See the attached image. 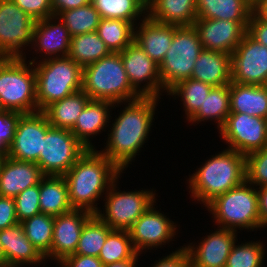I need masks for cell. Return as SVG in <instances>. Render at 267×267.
Masks as SVG:
<instances>
[{
  "instance_id": "obj_1",
  "label": "cell",
  "mask_w": 267,
  "mask_h": 267,
  "mask_svg": "<svg viewBox=\"0 0 267 267\" xmlns=\"http://www.w3.org/2000/svg\"><path fill=\"white\" fill-rule=\"evenodd\" d=\"M157 97H141L128 102L120 113L101 153L122 172L145 143L155 114Z\"/></svg>"
},
{
  "instance_id": "obj_2",
  "label": "cell",
  "mask_w": 267,
  "mask_h": 267,
  "mask_svg": "<svg viewBox=\"0 0 267 267\" xmlns=\"http://www.w3.org/2000/svg\"><path fill=\"white\" fill-rule=\"evenodd\" d=\"M120 173L100 151L87 149L63 176L72 208L97 214L100 210L95 202L118 179Z\"/></svg>"
},
{
  "instance_id": "obj_3",
  "label": "cell",
  "mask_w": 267,
  "mask_h": 267,
  "mask_svg": "<svg viewBox=\"0 0 267 267\" xmlns=\"http://www.w3.org/2000/svg\"><path fill=\"white\" fill-rule=\"evenodd\" d=\"M245 156L226 149L211 159L189 178L194 199L206 206L216 196L241 185L246 180Z\"/></svg>"
},
{
  "instance_id": "obj_4",
  "label": "cell",
  "mask_w": 267,
  "mask_h": 267,
  "mask_svg": "<svg viewBox=\"0 0 267 267\" xmlns=\"http://www.w3.org/2000/svg\"><path fill=\"white\" fill-rule=\"evenodd\" d=\"M82 90L91 100L115 105L141 98L129 83L120 53L113 52L83 68Z\"/></svg>"
},
{
  "instance_id": "obj_5",
  "label": "cell",
  "mask_w": 267,
  "mask_h": 267,
  "mask_svg": "<svg viewBox=\"0 0 267 267\" xmlns=\"http://www.w3.org/2000/svg\"><path fill=\"white\" fill-rule=\"evenodd\" d=\"M24 58L0 57V105L3 110L29 114L39 111L33 68L36 62L32 59L27 66Z\"/></svg>"
},
{
  "instance_id": "obj_6",
  "label": "cell",
  "mask_w": 267,
  "mask_h": 267,
  "mask_svg": "<svg viewBox=\"0 0 267 267\" xmlns=\"http://www.w3.org/2000/svg\"><path fill=\"white\" fill-rule=\"evenodd\" d=\"M34 66L38 110L82 90L83 68L68 56L46 58Z\"/></svg>"
},
{
  "instance_id": "obj_7",
  "label": "cell",
  "mask_w": 267,
  "mask_h": 267,
  "mask_svg": "<svg viewBox=\"0 0 267 267\" xmlns=\"http://www.w3.org/2000/svg\"><path fill=\"white\" fill-rule=\"evenodd\" d=\"M245 180L224 194L216 196L206 207L218 225L227 230L258 229L260 226L258 194Z\"/></svg>"
},
{
  "instance_id": "obj_8",
  "label": "cell",
  "mask_w": 267,
  "mask_h": 267,
  "mask_svg": "<svg viewBox=\"0 0 267 267\" xmlns=\"http://www.w3.org/2000/svg\"><path fill=\"white\" fill-rule=\"evenodd\" d=\"M202 50L199 34L193 25H175L171 46L159 65L163 91L168 93L181 81L191 78L195 61Z\"/></svg>"
},
{
  "instance_id": "obj_9",
  "label": "cell",
  "mask_w": 267,
  "mask_h": 267,
  "mask_svg": "<svg viewBox=\"0 0 267 267\" xmlns=\"http://www.w3.org/2000/svg\"><path fill=\"white\" fill-rule=\"evenodd\" d=\"M86 150L69 129L51 127L36 164L44 176H64Z\"/></svg>"
},
{
  "instance_id": "obj_10",
  "label": "cell",
  "mask_w": 267,
  "mask_h": 267,
  "mask_svg": "<svg viewBox=\"0 0 267 267\" xmlns=\"http://www.w3.org/2000/svg\"><path fill=\"white\" fill-rule=\"evenodd\" d=\"M116 180L105 192V214L99 211L96 215L113 230L128 231L134 222L155 203L153 191L117 192Z\"/></svg>"
},
{
  "instance_id": "obj_11",
  "label": "cell",
  "mask_w": 267,
  "mask_h": 267,
  "mask_svg": "<svg viewBox=\"0 0 267 267\" xmlns=\"http://www.w3.org/2000/svg\"><path fill=\"white\" fill-rule=\"evenodd\" d=\"M35 23L12 0H0V57H24L21 47L32 45Z\"/></svg>"
},
{
  "instance_id": "obj_12",
  "label": "cell",
  "mask_w": 267,
  "mask_h": 267,
  "mask_svg": "<svg viewBox=\"0 0 267 267\" xmlns=\"http://www.w3.org/2000/svg\"><path fill=\"white\" fill-rule=\"evenodd\" d=\"M219 131L229 149L244 156L267 147V119L264 118L230 112Z\"/></svg>"
},
{
  "instance_id": "obj_13",
  "label": "cell",
  "mask_w": 267,
  "mask_h": 267,
  "mask_svg": "<svg viewBox=\"0 0 267 267\" xmlns=\"http://www.w3.org/2000/svg\"><path fill=\"white\" fill-rule=\"evenodd\" d=\"M267 81V47L248 33L231 53V82L265 85Z\"/></svg>"
},
{
  "instance_id": "obj_14",
  "label": "cell",
  "mask_w": 267,
  "mask_h": 267,
  "mask_svg": "<svg viewBox=\"0 0 267 267\" xmlns=\"http://www.w3.org/2000/svg\"><path fill=\"white\" fill-rule=\"evenodd\" d=\"M119 53L132 88L141 97L159 98L162 90L159 65L135 41ZM143 81L147 84L145 82L144 88H140Z\"/></svg>"
},
{
  "instance_id": "obj_15",
  "label": "cell",
  "mask_w": 267,
  "mask_h": 267,
  "mask_svg": "<svg viewBox=\"0 0 267 267\" xmlns=\"http://www.w3.org/2000/svg\"><path fill=\"white\" fill-rule=\"evenodd\" d=\"M51 127L42 111L22 114L16 126L8 157L37 163L46 132Z\"/></svg>"
},
{
  "instance_id": "obj_16",
  "label": "cell",
  "mask_w": 267,
  "mask_h": 267,
  "mask_svg": "<svg viewBox=\"0 0 267 267\" xmlns=\"http://www.w3.org/2000/svg\"><path fill=\"white\" fill-rule=\"evenodd\" d=\"M249 21L196 19V28L203 49L231 54L247 33Z\"/></svg>"
},
{
  "instance_id": "obj_17",
  "label": "cell",
  "mask_w": 267,
  "mask_h": 267,
  "mask_svg": "<svg viewBox=\"0 0 267 267\" xmlns=\"http://www.w3.org/2000/svg\"><path fill=\"white\" fill-rule=\"evenodd\" d=\"M152 204L128 230L134 249L138 254L141 250L157 248L169 242L176 233L173 221L162 213L154 210Z\"/></svg>"
},
{
  "instance_id": "obj_18",
  "label": "cell",
  "mask_w": 267,
  "mask_h": 267,
  "mask_svg": "<svg viewBox=\"0 0 267 267\" xmlns=\"http://www.w3.org/2000/svg\"><path fill=\"white\" fill-rule=\"evenodd\" d=\"M92 215L86 210L72 209L56 216L51 251L46 256V260L50 257L51 260L62 261L67 256L75 254L83 226Z\"/></svg>"
},
{
  "instance_id": "obj_19",
  "label": "cell",
  "mask_w": 267,
  "mask_h": 267,
  "mask_svg": "<svg viewBox=\"0 0 267 267\" xmlns=\"http://www.w3.org/2000/svg\"><path fill=\"white\" fill-rule=\"evenodd\" d=\"M199 243L196 248L185 246L189 259L199 267H225L231 248L236 243V231L217 229Z\"/></svg>"
},
{
  "instance_id": "obj_20",
  "label": "cell",
  "mask_w": 267,
  "mask_h": 267,
  "mask_svg": "<svg viewBox=\"0 0 267 267\" xmlns=\"http://www.w3.org/2000/svg\"><path fill=\"white\" fill-rule=\"evenodd\" d=\"M44 177L34 162L18 161L10 157L0 161V196L15 198L26 188L40 183Z\"/></svg>"
},
{
  "instance_id": "obj_21",
  "label": "cell",
  "mask_w": 267,
  "mask_h": 267,
  "mask_svg": "<svg viewBox=\"0 0 267 267\" xmlns=\"http://www.w3.org/2000/svg\"><path fill=\"white\" fill-rule=\"evenodd\" d=\"M143 17L138 31H134V41L160 65L171 46L175 25L158 23L147 15Z\"/></svg>"
},
{
  "instance_id": "obj_22",
  "label": "cell",
  "mask_w": 267,
  "mask_h": 267,
  "mask_svg": "<svg viewBox=\"0 0 267 267\" xmlns=\"http://www.w3.org/2000/svg\"><path fill=\"white\" fill-rule=\"evenodd\" d=\"M192 79L213 87L231 83V54L203 49L195 61Z\"/></svg>"
},
{
  "instance_id": "obj_23",
  "label": "cell",
  "mask_w": 267,
  "mask_h": 267,
  "mask_svg": "<svg viewBox=\"0 0 267 267\" xmlns=\"http://www.w3.org/2000/svg\"><path fill=\"white\" fill-rule=\"evenodd\" d=\"M56 19L55 16L36 21L34 25L32 44L38 49L49 55V59L64 57L68 55L71 36L64 23L59 19L58 24L52 21ZM52 20V21H51ZM62 52V55H60ZM60 53V54H59ZM52 54H54L52 56ZM56 55V56H55Z\"/></svg>"
},
{
  "instance_id": "obj_24",
  "label": "cell",
  "mask_w": 267,
  "mask_h": 267,
  "mask_svg": "<svg viewBox=\"0 0 267 267\" xmlns=\"http://www.w3.org/2000/svg\"><path fill=\"white\" fill-rule=\"evenodd\" d=\"M0 244L5 253L7 264L31 265L42 263L45 257L26 237L22 224L0 230Z\"/></svg>"
},
{
  "instance_id": "obj_25",
  "label": "cell",
  "mask_w": 267,
  "mask_h": 267,
  "mask_svg": "<svg viewBox=\"0 0 267 267\" xmlns=\"http://www.w3.org/2000/svg\"><path fill=\"white\" fill-rule=\"evenodd\" d=\"M145 15L158 23L192 26L197 19V0H147Z\"/></svg>"
},
{
  "instance_id": "obj_26",
  "label": "cell",
  "mask_w": 267,
  "mask_h": 267,
  "mask_svg": "<svg viewBox=\"0 0 267 267\" xmlns=\"http://www.w3.org/2000/svg\"><path fill=\"white\" fill-rule=\"evenodd\" d=\"M229 88L230 112L267 119V89L264 85L231 82Z\"/></svg>"
},
{
  "instance_id": "obj_27",
  "label": "cell",
  "mask_w": 267,
  "mask_h": 267,
  "mask_svg": "<svg viewBox=\"0 0 267 267\" xmlns=\"http://www.w3.org/2000/svg\"><path fill=\"white\" fill-rule=\"evenodd\" d=\"M112 106L114 104L109 101L90 100L78 116L76 124L70 131L87 149L94 148L89 140L90 136L101 132L109 123L108 110Z\"/></svg>"
},
{
  "instance_id": "obj_28",
  "label": "cell",
  "mask_w": 267,
  "mask_h": 267,
  "mask_svg": "<svg viewBox=\"0 0 267 267\" xmlns=\"http://www.w3.org/2000/svg\"><path fill=\"white\" fill-rule=\"evenodd\" d=\"M39 194L41 213L56 217L73 209L63 176H44L39 183Z\"/></svg>"
},
{
  "instance_id": "obj_29",
  "label": "cell",
  "mask_w": 267,
  "mask_h": 267,
  "mask_svg": "<svg viewBox=\"0 0 267 267\" xmlns=\"http://www.w3.org/2000/svg\"><path fill=\"white\" fill-rule=\"evenodd\" d=\"M90 100L81 90L48 105L42 112L52 127L71 130Z\"/></svg>"
},
{
  "instance_id": "obj_30",
  "label": "cell",
  "mask_w": 267,
  "mask_h": 267,
  "mask_svg": "<svg viewBox=\"0 0 267 267\" xmlns=\"http://www.w3.org/2000/svg\"><path fill=\"white\" fill-rule=\"evenodd\" d=\"M252 12L247 0H197V19L249 21Z\"/></svg>"
},
{
  "instance_id": "obj_31",
  "label": "cell",
  "mask_w": 267,
  "mask_h": 267,
  "mask_svg": "<svg viewBox=\"0 0 267 267\" xmlns=\"http://www.w3.org/2000/svg\"><path fill=\"white\" fill-rule=\"evenodd\" d=\"M105 42L98 33H84L71 37L68 57L82 68L110 54Z\"/></svg>"
},
{
  "instance_id": "obj_32",
  "label": "cell",
  "mask_w": 267,
  "mask_h": 267,
  "mask_svg": "<svg viewBox=\"0 0 267 267\" xmlns=\"http://www.w3.org/2000/svg\"><path fill=\"white\" fill-rule=\"evenodd\" d=\"M230 88L228 85L213 87L205 97V101L199 110L188 120L189 122H201L204 120H216L220 129L230 114Z\"/></svg>"
},
{
  "instance_id": "obj_33",
  "label": "cell",
  "mask_w": 267,
  "mask_h": 267,
  "mask_svg": "<svg viewBox=\"0 0 267 267\" xmlns=\"http://www.w3.org/2000/svg\"><path fill=\"white\" fill-rule=\"evenodd\" d=\"M134 28L128 21L101 18L96 32L110 52L119 53L134 41Z\"/></svg>"
},
{
  "instance_id": "obj_34",
  "label": "cell",
  "mask_w": 267,
  "mask_h": 267,
  "mask_svg": "<svg viewBox=\"0 0 267 267\" xmlns=\"http://www.w3.org/2000/svg\"><path fill=\"white\" fill-rule=\"evenodd\" d=\"M113 229L93 214L84 224L75 254L98 257Z\"/></svg>"
},
{
  "instance_id": "obj_35",
  "label": "cell",
  "mask_w": 267,
  "mask_h": 267,
  "mask_svg": "<svg viewBox=\"0 0 267 267\" xmlns=\"http://www.w3.org/2000/svg\"><path fill=\"white\" fill-rule=\"evenodd\" d=\"M101 18L131 22L147 12V0H91ZM137 18V19H136Z\"/></svg>"
},
{
  "instance_id": "obj_36",
  "label": "cell",
  "mask_w": 267,
  "mask_h": 267,
  "mask_svg": "<svg viewBox=\"0 0 267 267\" xmlns=\"http://www.w3.org/2000/svg\"><path fill=\"white\" fill-rule=\"evenodd\" d=\"M55 217L40 213L21 222L26 237L46 258L51 251Z\"/></svg>"
},
{
  "instance_id": "obj_37",
  "label": "cell",
  "mask_w": 267,
  "mask_h": 267,
  "mask_svg": "<svg viewBox=\"0 0 267 267\" xmlns=\"http://www.w3.org/2000/svg\"><path fill=\"white\" fill-rule=\"evenodd\" d=\"M56 19H60L71 37L91 33L97 30L101 16L92 3L75 9L61 12Z\"/></svg>"
},
{
  "instance_id": "obj_38",
  "label": "cell",
  "mask_w": 267,
  "mask_h": 267,
  "mask_svg": "<svg viewBox=\"0 0 267 267\" xmlns=\"http://www.w3.org/2000/svg\"><path fill=\"white\" fill-rule=\"evenodd\" d=\"M138 253L133 247L130 234L126 230H112L99 253L103 265L132 260Z\"/></svg>"
},
{
  "instance_id": "obj_39",
  "label": "cell",
  "mask_w": 267,
  "mask_h": 267,
  "mask_svg": "<svg viewBox=\"0 0 267 267\" xmlns=\"http://www.w3.org/2000/svg\"><path fill=\"white\" fill-rule=\"evenodd\" d=\"M212 88L209 84L189 78L178 83L168 93L181 96L186 118L189 120L202 106Z\"/></svg>"
},
{
  "instance_id": "obj_40",
  "label": "cell",
  "mask_w": 267,
  "mask_h": 267,
  "mask_svg": "<svg viewBox=\"0 0 267 267\" xmlns=\"http://www.w3.org/2000/svg\"><path fill=\"white\" fill-rule=\"evenodd\" d=\"M261 242H248L241 245L233 244L225 267H262L264 248Z\"/></svg>"
},
{
  "instance_id": "obj_41",
  "label": "cell",
  "mask_w": 267,
  "mask_h": 267,
  "mask_svg": "<svg viewBox=\"0 0 267 267\" xmlns=\"http://www.w3.org/2000/svg\"><path fill=\"white\" fill-rule=\"evenodd\" d=\"M246 181L257 186L267 185V147L245 156Z\"/></svg>"
},
{
  "instance_id": "obj_42",
  "label": "cell",
  "mask_w": 267,
  "mask_h": 267,
  "mask_svg": "<svg viewBox=\"0 0 267 267\" xmlns=\"http://www.w3.org/2000/svg\"><path fill=\"white\" fill-rule=\"evenodd\" d=\"M39 198V184L26 188L14 198L16 215L20 223L41 213Z\"/></svg>"
},
{
  "instance_id": "obj_43",
  "label": "cell",
  "mask_w": 267,
  "mask_h": 267,
  "mask_svg": "<svg viewBox=\"0 0 267 267\" xmlns=\"http://www.w3.org/2000/svg\"><path fill=\"white\" fill-rule=\"evenodd\" d=\"M22 113L9 110L0 112V156H8L10 145L13 142L16 126Z\"/></svg>"
},
{
  "instance_id": "obj_44",
  "label": "cell",
  "mask_w": 267,
  "mask_h": 267,
  "mask_svg": "<svg viewBox=\"0 0 267 267\" xmlns=\"http://www.w3.org/2000/svg\"><path fill=\"white\" fill-rule=\"evenodd\" d=\"M35 21L53 16L51 0H12Z\"/></svg>"
},
{
  "instance_id": "obj_45",
  "label": "cell",
  "mask_w": 267,
  "mask_h": 267,
  "mask_svg": "<svg viewBox=\"0 0 267 267\" xmlns=\"http://www.w3.org/2000/svg\"><path fill=\"white\" fill-rule=\"evenodd\" d=\"M18 222L14 198L0 196V230H4Z\"/></svg>"
},
{
  "instance_id": "obj_46",
  "label": "cell",
  "mask_w": 267,
  "mask_h": 267,
  "mask_svg": "<svg viewBox=\"0 0 267 267\" xmlns=\"http://www.w3.org/2000/svg\"><path fill=\"white\" fill-rule=\"evenodd\" d=\"M247 33L261 45L267 47V21L258 18L253 12L249 19Z\"/></svg>"
},
{
  "instance_id": "obj_47",
  "label": "cell",
  "mask_w": 267,
  "mask_h": 267,
  "mask_svg": "<svg viewBox=\"0 0 267 267\" xmlns=\"http://www.w3.org/2000/svg\"><path fill=\"white\" fill-rule=\"evenodd\" d=\"M63 262L67 267H104L98 257L72 254L64 258Z\"/></svg>"
},
{
  "instance_id": "obj_48",
  "label": "cell",
  "mask_w": 267,
  "mask_h": 267,
  "mask_svg": "<svg viewBox=\"0 0 267 267\" xmlns=\"http://www.w3.org/2000/svg\"><path fill=\"white\" fill-rule=\"evenodd\" d=\"M189 258L187 250L182 247L171 253V255H167L163 259H159L156 264L152 267H183L184 262Z\"/></svg>"
},
{
  "instance_id": "obj_49",
  "label": "cell",
  "mask_w": 267,
  "mask_h": 267,
  "mask_svg": "<svg viewBox=\"0 0 267 267\" xmlns=\"http://www.w3.org/2000/svg\"><path fill=\"white\" fill-rule=\"evenodd\" d=\"M91 0H51L53 16L57 17L61 12L85 6Z\"/></svg>"
},
{
  "instance_id": "obj_50",
  "label": "cell",
  "mask_w": 267,
  "mask_h": 267,
  "mask_svg": "<svg viewBox=\"0 0 267 267\" xmlns=\"http://www.w3.org/2000/svg\"><path fill=\"white\" fill-rule=\"evenodd\" d=\"M260 189V190H258ZM261 228L267 226V185L257 188Z\"/></svg>"
},
{
  "instance_id": "obj_51",
  "label": "cell",
  "mask_w": 267,
  "mask_h": 267,
  "mask_svg": "<svg viewBox=\"0 0 267 267\" xmlns=\"http://www.w3.org/2000/svg\"><path fill=\"white\" fill-rule=\"evenodd\" d=\"M253 13L261 19L267 21V0H257L252 5Z\"/></svg>"
},
{
  "instance_id": "obj_52",
  "label": "cell",
  "mask_w": 267,
  "mask_h": 267,
  "mask_svg": "<svg viewBox=\"0 0 267 267\" xmlns=\"http://www.w3.org/2000/svg\"><path fill=\"white\" fill-rule=\"evenodd\" d=\"M138 255L140 254H137L132 260L111 263V264L105 265L104 267H135L136 261L138 259Z\"/></svg>"
},
{
  "instance_id": "obj_53",
  "label": "cell",
  "mask_w": 267,
  "mask_h": 267,
  "mask_svg": "<svg viewBox=\"0 0 267 267\" xmlns=\"http://www.w3.org/2000/svg\"><path fill=\"white\" fill-rule=\"evenodd\" d=\"M4 264H6V258L2 245L0 244V267L3 266Z\"/></svg>"
},
{
  "instance_id": "obj_54",
  "label": "cell",
  "mask_w": 267,
  "mask_h": 267,
  "mask_svg": "<svg viewBox=\"0 0 267 267\" xmlns=\"http://www.w3.org/2000/svg\"><path fill=\"white\" fill-rule=\"evenodd\" d=\"M183 267H199V266H197L191 259L188 258V259L184 262Z\"/></svg>"
},
{
  "instance_id": "obj_55",
  "label": "cell",
  "mask_w": 267,
  "mask_h": 267,
  "mask_svg": "<svg viewBox=\"0 0 267 267\" xmlns=\"http://www.w3.org/2000/svg\"><path fill=\"white\" fill-rule=\"evenodd\" d=\"M20 266H22V265H20V264H4L3 266H1V267H20Z\"/></svg>"
},
{
  "instance_id": "obj_56",
  "label": "cell",
  "mask_w": 267,
  "mask_h": 267,
  "mask_svg": "<svg viewBox=\"0 0 267 267\" xmlns=\"http://www.w3.org/2000/svg\"><path fill=\"white\" fill-rule=\"evenodd\" d=\"M58 263L62 266V267H67L63 262L58 261Z\"/></svg>"
},
{
  "instance_id": "obj_57",
  "label": "cell",
  "mask_w": 267,
  "mask_h": 267,
  "mask_svg": "<svg viewBox=\"0 0 267 267\" xmlns=\"http://www.w3.org/2000/svg\"><path fill=\"white\" fill-rule=\"evenodd\" d=\"M247 1L253 5L257 0H247Z\"/></svg>"
}]
</instances>
